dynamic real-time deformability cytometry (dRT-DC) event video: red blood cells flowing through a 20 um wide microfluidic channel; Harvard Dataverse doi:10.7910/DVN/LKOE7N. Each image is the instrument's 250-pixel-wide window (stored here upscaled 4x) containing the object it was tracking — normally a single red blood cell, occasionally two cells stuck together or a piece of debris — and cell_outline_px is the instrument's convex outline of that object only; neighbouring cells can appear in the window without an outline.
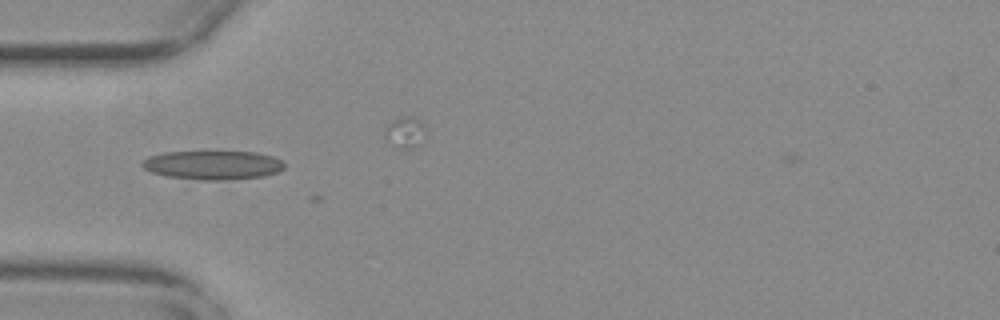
{"species": "common noctule bat (a hibernating species)", "species_latin": "Nyctalus noctula", "temperature_condition": "warm", "stored_images_in_passage": 4, "camera_frame_rate_fps": 3000, "um_per_image_px": 0.085, "animal": {"sex": "female", "body_mass_g": 29.2, "forearm_length_mm": 56.3}, "frame": {"image": 1, "passage_image": 3, "time_ms": 0.667, "image_size_px": [1000, 320], "cell_outline_px": [[284, 168], [276, 172], [264, 176], [224, 180], [204, 180], [168, 176], [152, 172], [144, 168], [140, 164], [148, 156], [164, 152], [204, 148], [256, 152], [272, 156], [280, 160], [284, 164]], "centroid_in_image_um": [18.06, 13.96], "position_along_channel_um": 66.9, "area_um2": 25.03}}